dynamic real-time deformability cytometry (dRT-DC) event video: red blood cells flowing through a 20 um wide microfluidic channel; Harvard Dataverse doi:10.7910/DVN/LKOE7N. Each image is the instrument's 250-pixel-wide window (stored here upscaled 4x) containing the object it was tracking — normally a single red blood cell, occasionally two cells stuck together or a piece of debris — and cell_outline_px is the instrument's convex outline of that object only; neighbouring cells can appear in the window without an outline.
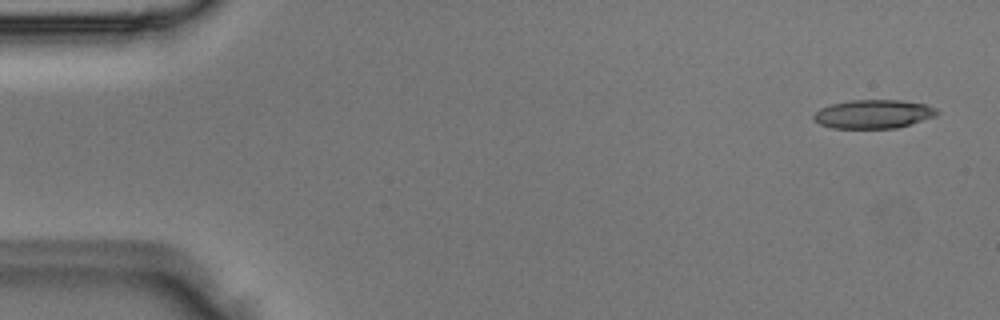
{"species": "Egyptian fruit bat (a non-hibernating species)", "species_latin": "Rousettus aegyptiacus", "temperature_condition": "room temperature", "stored_images_in_passage": 4, "segment_of_instrument_passage": [1, 2], "camera_frame_rate_fps": 3000, "um_per_image_px": 0.085, "animal": {"sex": "male"}, "frame": {"image": 1, "passage_image": 1, "time_ms": 0.0, "image_size_px": [1000, 320], "cell_outline_px": [[940, 112], [936, 116], [912, 124], [896, 128], [832, 128], [820, 124], [812, 120], [812, 116], [820, 108], [832, 104], [852, 100], [900, 100], [924, 104], [936, 108]], "centroid_in_image_um": [74.24, 9.7], "position_along_channel_um": 10.8, "area_um2": 20.69}}
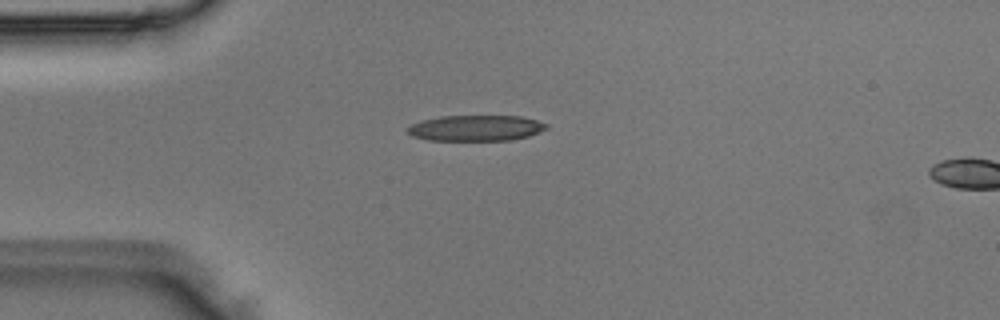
{"frame": {"image": 2, "passage_image": 3, "time_ms": 0.667, "image_size_px": [1000, 320], "cell_outline_px": [[548, 128], [528, 136], [512, 140], [428, 140], [412, 136], [408, 132], [408, 128], [412, 124], [424, 120], [440, 116], [520, 116], [536, 120], [548, 124]], "centroid_in_image_um": [40.47, 10.88], "position_along_channel_um": 44.5, "area_um2": 20.69}}